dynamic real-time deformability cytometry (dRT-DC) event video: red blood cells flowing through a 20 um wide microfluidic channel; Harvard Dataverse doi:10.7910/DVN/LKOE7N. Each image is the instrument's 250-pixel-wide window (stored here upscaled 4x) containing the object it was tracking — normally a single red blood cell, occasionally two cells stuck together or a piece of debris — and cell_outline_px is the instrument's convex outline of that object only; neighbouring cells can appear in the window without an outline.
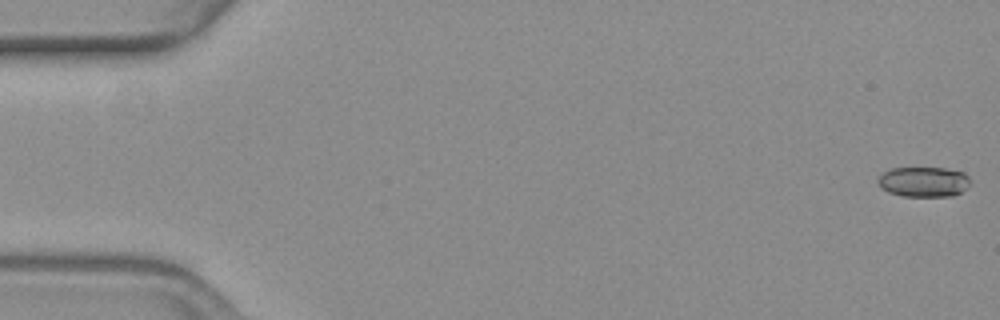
{"species": "common noctule bat (a hibernating species)", "species_latin": "Nyctalus noctula", "temperature_condition": "warm", "stored_images_in_passage": 57, "camera_frame_rate_fps": 3000, "um_per_image_px": 0.085, "animal": {"sex": "female", "body_mass_g": 19.3, "forearm_length_mm": 54.1}, "frame": {"image": 1, "passage_image": 1, "time_ms": 0.0, "image_size_px": [1000, 320], "cell_outline_px": [[968, 188], [952, 196], [900, 196], [888, 192], [880, 188], [876, 184], [876, 180], [884, 172], [892, 168], [944, 168], [964, 172], [968, 176]], "centroid_in_image_um": [78.47, 15.46], "position_along_channel_um": 6.5, "area_um2": 16.3}}
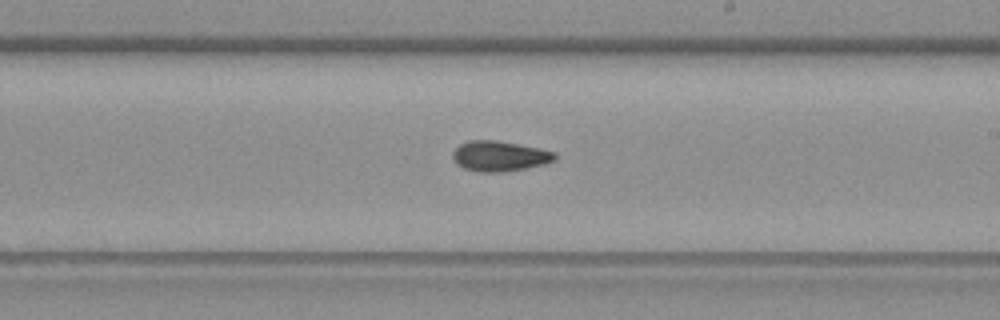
{"frame": {"image": 2, "passage_image": 33, "time_ms": 10.667, "image_size_px": [1000, 320], "cell_outline_px": [[556, 160], [544, 164], [504, 172], [480, 172], [464, 168], [456, 164], [452, 160], [452, 152], [460, 144], [468, 140], [496, 140], [540, 148], [556, 152]], "centroid_in_image_um": [42.44, 13.26], "position_along_channel_um": 246.6, "area_um2": 18.15}}
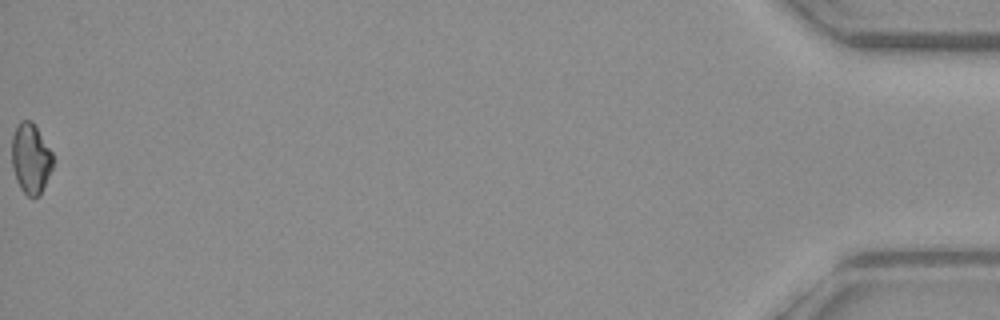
{"frame": {"image": 3, "passage_image": 57, "time_ms": 18.667, "image_size_px": [1000, 320], "cell_outline_px": [[52, 168], [40, 196], [28, 196], [20, 188], [16, 180], [12, 168], [12, 136], [20, 120], [32, 120], [52, 152]], "centroid_in_image_um": [2.6, 13.47], "position_along_channel_um": 432.6, "area_um2": 16.76}, "authors_computed_cell_mechanics": {"area_um2": 17.1088, "velocity_mm_per_s": 3.6776, "shape_relaxation_time_tau1_ms": null, "shape_relaxation_time_tau2_ms": 8.0136, "deformation_change_tau1": null, "deformation_change_tau2": 0.1175}}